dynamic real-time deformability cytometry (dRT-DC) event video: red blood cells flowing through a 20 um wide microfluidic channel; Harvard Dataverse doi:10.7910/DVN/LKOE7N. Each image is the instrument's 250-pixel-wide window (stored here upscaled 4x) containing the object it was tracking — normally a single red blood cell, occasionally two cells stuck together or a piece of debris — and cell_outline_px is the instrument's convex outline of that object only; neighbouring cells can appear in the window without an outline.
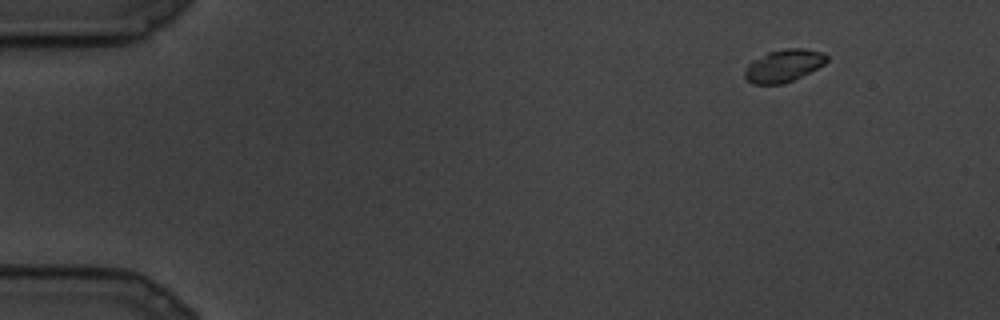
{"species": "common noctule bat (a hibernating species)", "species_latin": "Nyctalus noctula", "temperature_condition": "cold", "stored_images_in_passage": 10, "camera_frame_rate_fps": 3000, "um_per_image_px": 0.085, "animal": {"sex": "male", "body_mass_g": 19.5, "forearm_length_mm": 54.6}, "frame": {"image": 1, "passage_image": 1, "time_ms": 0.0, "image_size_px": [1000, 320], "cell_outline_px": [[828, 60], [824, 64], [792, 80], [780, 84], [752, 84], [744, 76], [744, 72], [748, 64], [752, 60], [768, 52], [788, 48], [804, 48], [824, 52], [828, 56]], "centroid_in_image_um": [66.6, 5.57], "position_along_channel_um": 18.4, "area_um2": 15.37}}
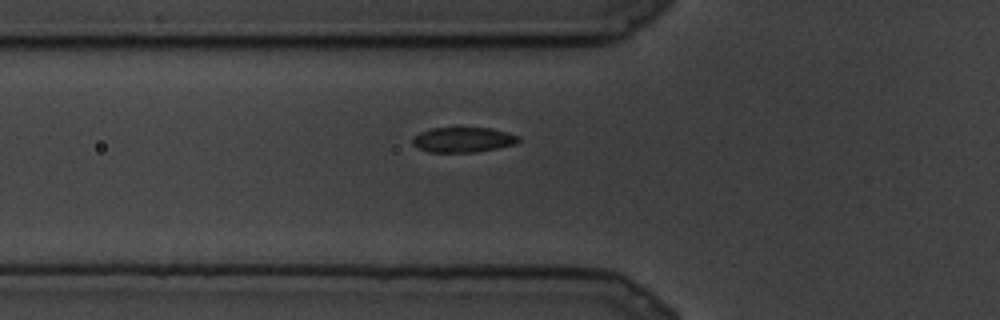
{"frame": {"image": 2, "passage_image": 8, "time_ms": 2.333, "image_size_px": [1000, 320], "cell_outline_px": [[520, 140], [516, 144], [476, 152], [428, 152], [412, 144], [412, 140], [420, 132], [432, 128], [492, 128], [520, 136]], "centroid_in_image_um": [39.39, 11.88], "position_along_channel_um": 86.4, "area_um2": 15.37}}
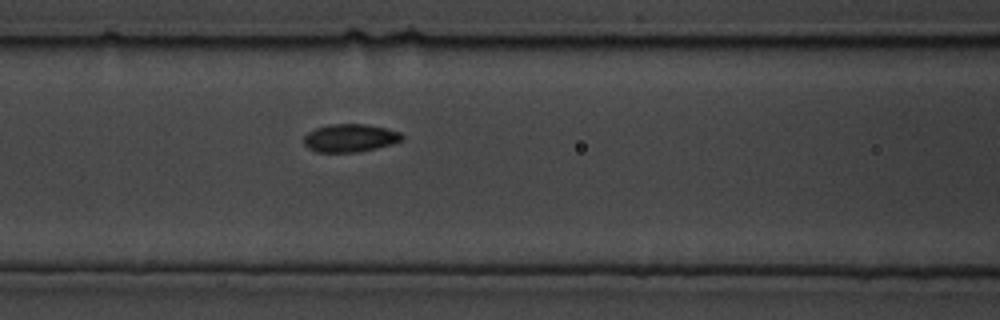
{"frame": {"image": 3, "passage_image": 10, "time_ms": 3.0, "image_size_px": [1000, 320], "cell_outline_px": [[404, 140], [392, 144], [360, 152], [316, 152], [308, 148], [304, 144], [304, 136], [308, 132], [316, 128], [332, 124], [364, 124], [388, 128], [400, 132], [404, 136]], "centroid_in_image_um": [29.78, 11.73], "position_along_channel_um": 136.8, "area_um2": 16.13}}